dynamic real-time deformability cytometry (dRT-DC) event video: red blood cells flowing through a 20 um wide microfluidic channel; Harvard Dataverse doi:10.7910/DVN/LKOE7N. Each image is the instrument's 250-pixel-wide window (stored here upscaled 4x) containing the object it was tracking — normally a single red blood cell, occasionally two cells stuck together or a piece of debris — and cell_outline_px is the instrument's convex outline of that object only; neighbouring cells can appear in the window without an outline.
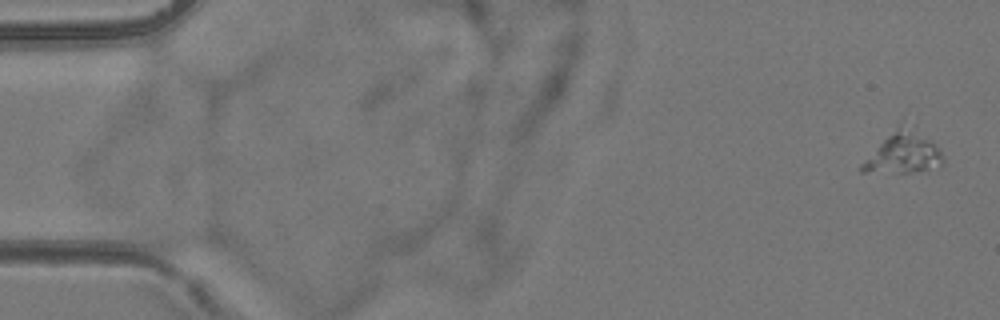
{"species": "common noctule bat (a hibernating species)", "species_latin": "Nyctalus noctula", "temperature_condition": "room temperature", "stored_images_in_passage": 6, "camera_frame_rate_fps": 3000, "um_per_image_px": 0.085, "animal": {"sex": "female", "body_mass_g": 24.6, "forearm_length_mm": 56.2}, "frame": {"image": 1, "passage_image": 1, "time_ms": 0.0, "image_size_px": [1000, 320], "cell_outline_px": [[944, 160], [940, 164], [928, 168], [912, 172], [860, 172], [860, 164], [900, 120], [940, 148], [944, 156]], "centroid_in_image_um": [76.72, 12.96], "position_along_channel_um": 8.3, "area_um2": 19.19}}